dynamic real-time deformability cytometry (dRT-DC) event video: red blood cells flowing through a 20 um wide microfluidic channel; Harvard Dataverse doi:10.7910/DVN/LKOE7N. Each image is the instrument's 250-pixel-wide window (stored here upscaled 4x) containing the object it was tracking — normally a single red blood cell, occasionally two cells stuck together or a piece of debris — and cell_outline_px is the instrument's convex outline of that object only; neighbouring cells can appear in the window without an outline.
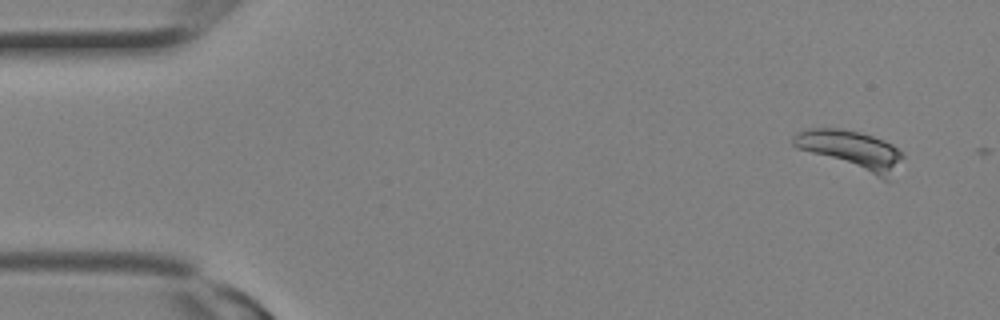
{"species": "Egyptian fruit bat (a non-hibernating species)", "species_latin": "Rousettus aegyptiacus", "temperature_condition": "room temperature", "stored_images_in_passage": 2, "camera_frame_rate_fps": 3000, "um_per_image_px": 0.085, "animal": {"sex": "female"}, "frame": {"image": 1, "passage_image": 1, "time_ms": 0.0, "image_size_px": [1000, 320], "cell_outline_px": [[904, 156], [888, 180], [884, 180], [796, 148], [792, 144], [792, 136], [808, 128], [840, 128], [860, 132], [872, 136], [892, 144]], "centroid_in_image_um": [72.32, 12.75], "position_along_channel_um": 12.7, "area_um2": 24.62}}